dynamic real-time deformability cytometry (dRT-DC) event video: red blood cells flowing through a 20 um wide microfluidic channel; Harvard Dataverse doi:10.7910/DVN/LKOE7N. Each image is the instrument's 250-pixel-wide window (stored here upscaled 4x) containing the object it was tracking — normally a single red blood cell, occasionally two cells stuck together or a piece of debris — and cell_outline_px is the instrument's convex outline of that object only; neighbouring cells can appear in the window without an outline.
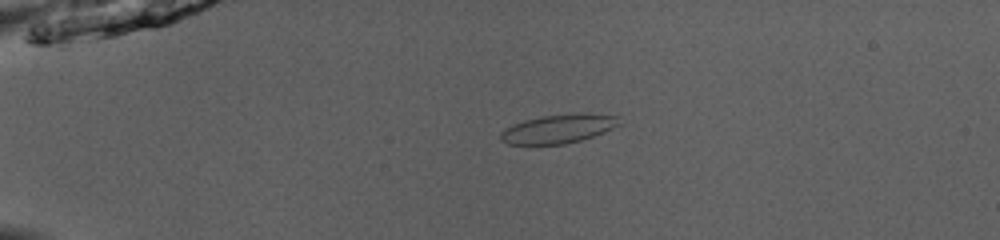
{"species": "common noctule bat (a hibernating species)", "species_latin": "Nyctalus noctula", "temperature_condition": "room temperature", "stored_images_in_passage": 49, "camera_frame_rate_fps": 3000, "um_per_image_px": 0.085, "animal": {"sex": "male", "body_mass_g": 13.0, "forearm_length_mm": 53.1}, "frame": {"image": 1, "passage_image": 11, "time_ms": 3.333, "image_size_px": [1000, 240], "cell_outline_px": [[624, 124], [604, 132], [580, 140], [564, 144], [508, 144], [500, 140], [500, 132], [504, 128], [512, 124], [524, 120], [540, 116], [588, 112], [620, 116]], "centroid_in_image_um": [47.52, 10.92], "position_along_channel_um": 37.5, "area_um2": 20.35}}
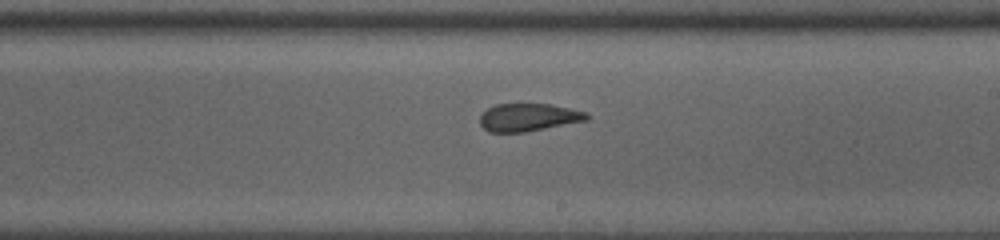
{"frame": {"image": 2, "passage_image": 30, "time_ms": 9.667, "image_size_px": [1000, 240], "cell_outline_px": [[588, 120], [524, 132], [488, 132], [480, 124], [480, 116], [488, 108], [496, 104], [552, 104], [588, 112]], "centroid_in_image_um": [44.93, 9.97], "position_along_channel_um": 244.1, "area_um2": 17.22}}
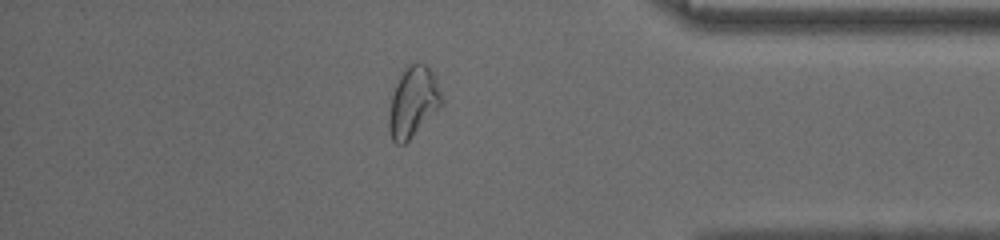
{"frame": {"image": 3, "passage_image": 43, "time_ms": 14.0, "image_size_px": [1000, 240], "cell_outline_px": [[444, 100], [440, 108], [404, 144], [396, 144], [392, 140], [388, 128], [388, 116], [392, 96], [396, 84], [404, 68], [408, 64], [416, 60], [424, 64], [436, 76]], "centroid_in_image_um": [35.13, 8.64], "position_along_channel_um": 400.1, "area_um2": 21.79}, "authors_computed_cell_mechanics": {"area_um2": 19.9988, "velocity_mm_per_s": 4.0229, "shape_relaxation_time_tau1_ms": null, "shape_relaxation_time_tau2_ms": 0.9196, "deformation_change_tau1": null, "deformation_change_tau2": 0.0552}}